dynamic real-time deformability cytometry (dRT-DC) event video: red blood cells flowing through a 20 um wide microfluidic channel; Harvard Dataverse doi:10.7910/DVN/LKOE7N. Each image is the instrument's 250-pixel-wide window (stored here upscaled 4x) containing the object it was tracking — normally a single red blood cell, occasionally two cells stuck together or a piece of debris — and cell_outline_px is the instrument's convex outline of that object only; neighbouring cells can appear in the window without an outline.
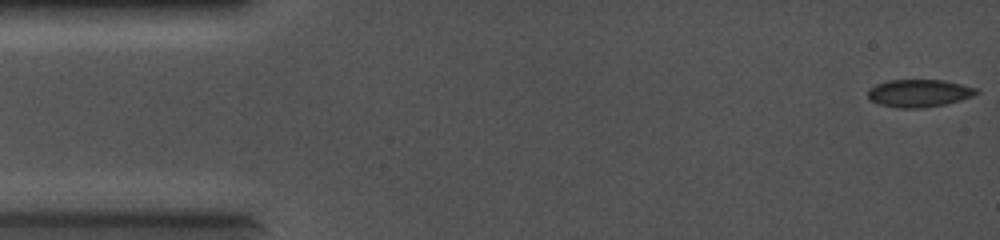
{"species": "common noctule bat (a hibernating species)", "species_latin": "Nyctalus noctula", "temperature_condition": "cold", "stored_images_in_passage": 65, "camera_frame_rate_fps": 5000, "um_per_image_px": 0.085, "animal": {"sex": "female", "body_mass_g": 19.0, "forearm_length_mm": 56.7}, "frame": {"image": 1, "passage_image": 1, "time_ms": 0.0, "image_size_px": [1000, 240], "cell_outline_px": [[980, 92], [972, 96], [960, 100], [944, 104], [924, 108], [900, 108], [880, 104], [872, 100], [868, 96], [868, 88], [876, 84], [888, 80], [944, 80], [976, 88]], "centroid_in_image_um": [78.11, 7.91], "position_along_channel_um": 6.9, "area_um2": 17.34}}
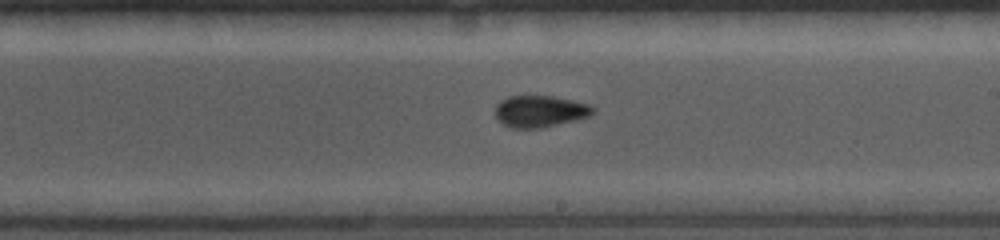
{"frame": {"image": 2, "passage_image": 38, "time_ms": 7.4, "image_size_px": [1000, 240], "cell_outline_px": [[596, 112], [588, 116], [576, 120], [540, 128], [512, 128], [504, 124], [496, 116], [496, 104], [500, 100], [508, 96], [552, 96], [572, 100], [588, 104], [596, 108]], "centroid_in_image_um": [45.91, 9.45], "position_along_channel_um": 243.1, "area_um2": 17.98}}
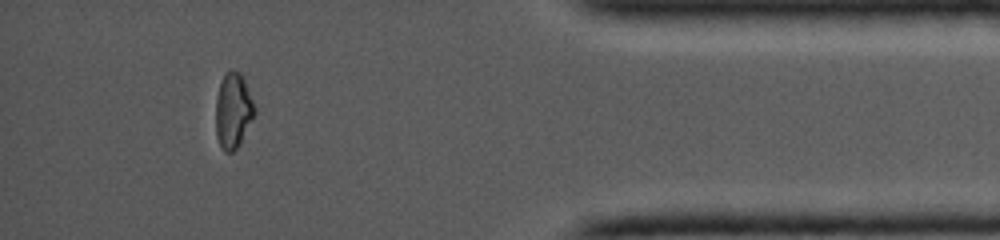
{"frame": {"image": 3, "passage_image": 59, "time_ms": 11.6, "image_size_px": [1000, 240], "cell_outline_px": [[256, 112], [252, 120], [236, 148], [232, 152], [224, 152], [216, 136], [216, 96], [220, 80], [224, 72], [232, 68], [240, 72], [244, 80], [256, 108]], "centroid_in_image_um": [19.8, 9.34], "position_along_channel_um": 415.4, "area_um2": 17.11}}